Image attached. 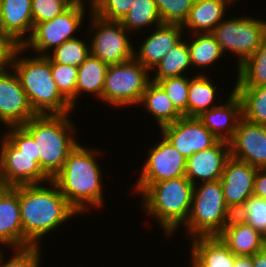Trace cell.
I'll return each instance as SVG.
<instances>
[{
    "mask_svg": "<svg viewBox=\"0 0 266 267\" xmlns=\"http://www.w3.org/2000/svg\"><path fill=\"white\" fill-rule=\"evenodd\" d=\"M83 35L87 37H82L81 33V35H79L80 38L78 36L63 42L46 56L54 63L79 67L90 54V42L88 41V34Z\"/></svg>",
    "mask_w": 266,
    "mask_h": 267,
    "instance_id": "obj_33",
    "label": "cell"
},
{
    "mask_svg": "<svg viewBox=\"0 0 266 267\" xmlns=\"http://www.w3.org/2000/svg\"><path fill=\"white\" fill-rule=\"evenodd\" d=\"M88 27L90 54L109 65L119 64L134 58L133 41L120 21H108L89 13Z\"/></svg>",
    "mask_w": 266,
    "mask_h": 267,
    "instance_id": "obj_9",
    "label": "cell"
},
{
    "mask_svg": "<svg viewBox=\"0 0 266 267\" xmlns=\"http://www.w3.org/2000/svg\"><path fill=\"white\" fill-rule=\"evenodd\" d=\"M5 250L7 251V249H0V267H41L43 259L41 246L8 249L13 250V253L7 259L3 252Z\"/></svg>",
    "mask_w": 266,
    "mask_h": 267,
    "instance_id": "obj_37",
    "label": "cell"
},
{
    "mask_svg": "<svg viewBox=\"0 0 266 267\" xmlns=\"http://www.w3.org/2000/svg\"><path fill=\"white\" fill-rule=\"evenodd\" d=\"M185 38V39H184ZM184 38L176 44L161 59L159 63L150 71L151 80H162L165 78L176 76H187L188 72L191 76L193 69L190 60V53L187 46L186 34Z\"/></svg>",
    "mask_w": 266,
    "mask_h": 267,
    "instance_id": "obj_29",
    "label": "cell"
},
{
    "mask_svg": "<svg viewBox=\"0 0 266 267\" xmlns=\"http://www.w3.org/2000/svg\"><path fill=\"white\" fill-rule=\"evenodd\" d=\"M187 46L190 53V60L192 69L195 74H213L211 71L216 68L217 63H221L219 60L225 58L219 43L216 41L211 33H196L186 35ZM204 68V69H203ZM209 68V69H208ZM202 70V71H201ZM205 70V72H204ZM209 70L211 71L210 73Z\"/></svg>",
    "mask_w": 266,
    "mask_h": 267,
    "instance_id": "obj_24",
    "label": "cell"
},
{
    "mask_svg": "<svg viewBox=\"0 0 266 267\" xmlns=\"http://www.w3.org/2000/svg\"><path fill=\"white\" fill-rule=\"evenodd\" d=\"M159 132L157 138L162 135L186 159L219 141L197 117L183 116Z\"/></svg>",
    "mask_w": 266,
    "mask_h": 267,
    "instance_id": "obj_12",
    "label": "cell"
},
{
    "mask_svg": "<svg viewBox=\"0 0 266 267\" xmlns=\"http://www.w3.org/2000/svg\"><path fill=\"white\" fill-rule=\"evenodd\" d=\"M157 82L170 98L175 108L188 117L189 75L151 80Z\"/></svg>",
    "mask_w": 266,
    "mask_h": 267,
    "instance_id": "obj_35",
    "label": "cell"
},
{
    "mask_svg": "<svg viewBox=\"0 0 266 267\" xmlns=\"http://www.w3.org/2000/svg\"><path fill=\"white\" fill-rule=\"evenodd\" d=\"M235 2L236 0H194L189 16L182 25L184 32L211 33L229 13L228 9H234Z\"/></svg>",
    "mask_w": 266,
    "mask_h": 267,
    "instance_id": "obj_22",
    "label": "cell"
},
{
    "mask_svg": "<svg viewBox=\"0 0 266 267\" xmlns=\"http://www.w3.org/2000/svg\"><path fill=\"white\" fill-rule=\"evenodd\" d=\"M256 171L255 166L231 156L226 160L220 182L225 203L234 215L253 195Z\"/></svg>",
    "mask_w": 266,
    "mask_h": 267,
    "instance_id": "obj_16",
    "label": "cell"
},
{
    "mask_svg": "<svg viewBox=\"0 0 266 267\" xmlns=\"http://www.w3.org/2000/svg\"><path fill=\"white\" fill-rule=\"evenodd\" d=\"M191 255L202 267H233L235 255L218 236L189 240Z\"/></svg>",
    "mask_w": 266,
    "mask_h": 267,
    "instance_id": "obj_25",
    "label": "cell"
},
{
    "mask_svg": "<svg viewBox=\"0 0 266 267\" xmlns=\"http://www.w3.org/2000/svg\"><path fill=\"white\" fill-rule=\"evenodd\" d=\"M190 258L188 259V267H202L191 255L189 256Z\"/></svg>",
    "mask_w": 266,
    "mask_h": 267,
    "instance_id": "obj_48",
    "label": "cell"
},
{
    "mask_svg": "<svg viewBox=\"0 0 266 267\" xmlns=\"http://www.w3.org/2000/svg\"><path fill=\"white\" fill-rule=\"evenodd\" d=\"M250 14L226 16L211 32L224 56L232 54L240 66L259 48L266 36V19Z\"/></svg>",
    "mask_w": 266,
    "mask_h": 267,
    "instance_id": "obj_8",
    "label": "cell"
},
{
    "mask_svg": "<svg viewBox=\"0 0 266 267\" xmlns=\"http://www.w3.org/2000/svg\"><path fill=\"white\" fill-rule=\"evenodd\" d=\"M37 114L33 111L20 80L9 66L0 72V124L21 126Z\"/></svg>",
    "mask_w": 266,
    "mask_h": 267,
    "instance_id": "obj_13",
    "label": "cell"
},
{
    "mask_svg": "<svg viewBox=\"0 0 266 267\" xmlns=\"http://www.w3.org/2000/svg\"><path fill=\"white\" fill-rule=\"evenodd\" d=\"M253 195L266 199V168L257 169L254 179Z\"/></svg>",
    "mask_w": 266,
    "mask_h": 267,
    "instance_id": "obj_43",
    "label": "cell"
},
{
    "mask_svg": "<svg viewBox=\"0 0 266 267\" xmlns=\"http://www.w3.org/2000/svg\"><path fill=\"white\" fill-rule=\"evenodd\" d=\"M150 81V71L135 58L109 65L102 91V105L104 102L109 108L136 107Z\"/></svg>",
    "mask_w": 266,
    "mask_h": 267,
    "instance_id": "obj_7",
    "label": "cell"
},
{
    "mask_svg": "<svg viewBox=\"0 0 266 267\" xmlns=\"http://www.w3.org/2000/svg\"><path fill=\"white\" fill-rule=\"evenodd\" d=\"M89 13L86 9L69 6L53 19L36 24L31 37L22 47L26 52L33 51L34 55L46 56L63 42L78 37Z\"/></svg>",
    "mask_w": 266,
    "mask_h": 267,
    "instance_id": "obj_10",
    "label": "cell"
},
{
    "mask_svg": "<svg viewBox=\"0 0 266 267\" xmlns=\"http://www.w3.org/2000/svg\"><path fill=\"white\" fill-rule=\"evenodd\" d=\"M233 267H253L251 255H235Z\"/></svg>",
    "mask_w": 266,
    "mask_h": 267,
    "instance_id": "obj_45",
    "label": "cell"
},
{
    "mask_svg": "<svg viewBox=\"0 0 266 267\" xmlns=\"http://www.w3.org/2000/svg\"><path fill=\"white\" fill-rule=\"evenodd\" d=\"M6 131H5V130ZM2 133L20 152L21 154L34 155L37 162V145L32 135L21 126H9L3 128Z\"/></svg>",
    "mask_w": 266,
    "mask_h": 267,
    "instance_id": "obj_41",
    "label": "cell"
},
{
    "mask_svg": "<svg viewBox=\"0 0 266 267\" xmlns=\"http://www.w3.org/2000/svg\"><path fill=\"white\" fill-rule=\"evenodd\" d=\"M34 29L31 0H2L1 34L14 46H23Z\"/></svg>",
    "mask_w": 266,
    "mask_h": 267,
    "instance_id": "obj_20",
    "label": "cell"
},
{
    "mask_svg": "<svg viewBox=\"0 0 266 267\" xmlns=\"http://www.w3.org/2000/svg\"><path fill=\"white\" fill-rule=\"evenodd\" d=\"M228 142L231 157L257 169L266 168V125L255 124L242 117Z\"/></svg>",
    "mask_w": 266,
    "mask_h": 267,
    "instance_id": "obj_15",
    "label": "cell"
},
{
    "mask_svg": "<svg viewBox=\"0 0 266 267\" xmlns=\"http://www.w3.org/2000/svg\"><path fill=\"white\" fill-rule=\"evenodd\" d=\"M1 4H2V0H0V34H1Z\"/></svg>",
    "mask_w": 266,
    "mask_h": 267,
    "instance_id": "obj_49",
    "label": "cell"
},
{
    "mask_svg": "<svg viewBox=\"0 0 266 267\" xmlns=\"http://www.w3.org/2000/svg\"><path fill=\"white\" fill-rule=\"evenodd\" d=\"M242 104V117L249 122L266 125V85L233 87Z\"/></svg>",
    "mask_w": 266,
    "mask_h": 267,
    "instance_id": "obj_32",
    "label": "cell"
},
{
    "mask_svg": "<svg viewBox=\"0 0 266 267\" xmlns=\"http://www.w3.org/2000/svg\"><path fill=\"white\" fill-rule=\"evenodd\" d=\"M71 114L36 115L22 125L37 145V163L51 180L81 142Z\"/></svg>",
    "mask_w": 266,
    "mask_h": 267,
    "instance_id": "obj_5",
    "label": "cell"
},
{
    "mask_svg": "<svg viewBox=\"0 0 266 267\" xmlns=\"http://www.w3.org/2000/svg\"><path fill=\"white\" fill-rule=\"evenodd\" d=\"M234 255H254L266 246L262 234L234 215L218 235Z\"/></svg>",
    "mask_w": 266,
    "mask_h": 267,
    "instance_id": "obj_23",
    "label": "cell"
},
{
    "mask_svg": "<svg viewBox=\"0 0 266 267\" xmlns=\"http://www.w3.org/2000/svg\"><path fill=\"white\" fill-rule=\"evenodd\" d=\"M1 135L3 176L8 187L43 184L51 180L35 161L34 155L21 154L3 134Z\"/></svg>",
    "mask_w": 266,
    "mask_h": 267,
    "instance_id": "obj_14",
    "label": "cell"
},
{
    "mask_svg": "<svg viewBox=\"0 0 266 267\" xmlns=\"http://www.w3.org/2000/svg\"><path fill=\"white\" fill-rule=\"evenodd\" d=\"M83 143L68 155L63 168L53 177L68 203L80 214L85 215L106 206L104 201V179L98 157H104L106 151ZM102 150V151H101ZM101 155V156H100ZM90 211V212H89Z\"/></svg>",
    "mask_w": 266,
    "mask_h": 267,
    "instance_id": "obj_2",
    "label": "cell"
},
{
    "mask_svg": "<svg viewBox=\"0 0 266 267\" xmlns=\"http://www.w3.org/2000/svg\"><path fill=\"white\" fill-rule=\"evenodd\" d=\"M235 215L258 230L265 241L266 199L250 196Z\"/></svg>",
    "mask_w": 266,
    "mask_h": 267,
    "instance_id": "obj_36",
    "label": "cell"
},
{
    "mask_svg": "<svg viewBox=\"0 0 266 267\" xmlns=\"http://www.w3.org/2000/svg\"><path fill=\"white\" fill-rule=\"evenodd\" d=\"M68 7L65 0H31L33 25L53 19Z\"/></svg>",
    "mask_w": 266,
    "mask_h": 267,
    "instance_id": "obj_39",
    "label": "cell"
},
{
    "mask_svg": "<svg viewBox=\"0 0 266 267\" xmlns=\"http://www.w3.org/2000/svg\"><path fill=\"white\" fill-rule=\"evenodd\" d=\"M25 52L24 47L15 46L9 66L17 74L33 111L37 115L76 112L58 90L52 77L49 58Z\"/></svg>",
    "mask_w": 266,
    "mask_h": 267,
    "instance_id": "obj_4",
    "label": "cell"
},
{
    "mask_svg": "<svg viewBox=\"0 0 266 267\" xmlns=\"http://www.w3.org/2000/svg\"><path fill=\"white\" fill-rule=\"evenodd\" d=\"M163 24L183 25L194 0H154Z\"/></svg>",
    "mask_w": 266,
    "mask_h": 267,
    "instance_id": "obj_38",
    "label": "cell"
},
{
    "mask_svg": "<svg viewBox=\"0 0 266 267\" xmlns=\"http://www.w3.org/2000/svg\"><path fill=\"white\" fill-rule=\"evenodd\" d=\"M146 149V158L138 178L132 185H152L164 180L185 176L187 159L181 155L163 136ZM148 150V151H147ZM139 171V172H138Z\"/></svg>",
    "mask_w": 266,
    "mask_h": 267,
    "instance_id": "obj_11",
    "label": "cell"
},
{
    "mask_svg": "<svg viewBox=\"0 0 266 267\" xmlns=\"http://www.w3.org/2000/svg\"><path fill=\"white\" fill-rule=\"evenodd\" d=\"M130 189L137 197L141 196L139 208L142 215L157 222L165 239L174 238L191 211L194 190L191 181L186 176H180L152 185H134Z\"/></svg>",
    "mask_w": 266,
    "mask_h": 267,
    "instance_id": "obj_3",
    "label": "cell"
},
{
    "mask_svg": "<svg viewBox=\"0 0 266 267\" xmlns=\"http://www.w3.org/2000/svg\"><path fill=\"white\" fill-rule=\"evenodd\" d=\"M134 1L135 0H98L92 13L108 21H121L131 10Z\"/></svg>",
    "mask_w": 266,
    "mask_h": 267,
    "instance_id": "obj_40",
    "label": "cell"
},
{
    "mask_svg": "<svg viewBox=\"0 0 266 267\" xmlns=\"http://www.w3.org/2000/svg\"><path fill=\"white\" fill-rule=\"evenodd\" d=\"M18 195L24 248L41 246L48 234H56V229L65 223L67 225L72 221L70 219L80 217L52 180L43 184L20 185Z\"/></svg>",
    "mask_w": 266,
    "mask_h": 267,
    "instance_id": "obj_1",
    "label": "cell"
},
{
    "mask_svg": "<svg viewBox=\"0 0 266 267\" xmlns=\"http://www.w3.org/2000/svg\"><path fill=\"white\" fill-rule=\"evenodd\" d=\"M233 216L225 203L220 180L202 182L194 185L191 211L180 229H184L188 240L218 236Z\"/></svg>",
    "mask_w": 266,
    "mask_h": 267,
    "instance_id": "obj_6",
    "label": "cell"
},
{
    "mask_svg": "<svg viewBox=\"0 0 266 267\" xmlns=\"http://www.w3.org/2000/svg\"><path fill=\"white\" fill-rule=\"evenodd\" d=\"M24 248L18 186L0 191V249Z\"/></svg>",
    "mask_w": 266,
    "mask_h": 267,
    "instance_id": "obj_21",
    "label": "cell"
},
{
    "mask_svg": "<svg viewBox=\"0 0 266 267\" xmlns=\"http://www.w3.org/2000/svg\"><path fill=\"white\" fill-rule=\"evenodd\" d=\"M234 87H259L266 85V36L259 48L235 68Z\"/></svg>",
    "mask_w": 266,
    "mask_h": 267,
    "instance_id": "obj_31",
    "label": "cell"
},
{
    "mask_svg": "<svg viewBox=\"0 0 266 267\" xmlns=\"http://www.w3.org/2000/svg\"><path fill=\"white\" fill-rule=\"evenodd\" d=\"M108 65L99 58L89 54L85 61L78 67L76 82V110L79 98L91 95L93 99L102 103V91L105 83V75ZM83 95V96H82Z\"/></svg>",
    "mask_w": 266,
    "mask_h": 267,
    "instance_id": "obj_28",
    "label": "cell"
},
{
    "mask_svg": "<svg viewBox=\"0 0 266 267\" xmlns=\"http://www.w3.org/2000/svg\"><path fill=\"white\" fill-rule=\"evenodd\" d=\"M65 2L69 6L80 7L92 13L97 5L98 0H65Z\"/></svg>",
    "mask_w": 266,
    "mask_h": 267,
    "instance_id": "obj_44",
    "label": "cell"
},
{
    "mask_svg": "<svg viewBox=\"0 0 266 267\" xmlns=\"http://www.w3.org/2000/svg\"><path fill=\"white\" fill-rule=\"evenodd\" d=\"M51 72L54 82L60 94L71 104L76 107V82L78 67L72 65H61L54 63L49 59Z\"/></svg>",
    "mask_w": 266,
    "mask_h": 267,
    "instance_id": "obj_34",
    "label": "cell"
},
{
    "mask_svg": "<svg viewBox=\"0 0 266 267\" xmlns=\"http://www.w3.org/2000/svg\"><path fill=\"white\" fill-rule=\"evenodd\" d=\"M253 267H266V246L252 255Z\"/></svg>",
    "mask_w": 266,
    "mask_h": 267,
    "instance_id": "obj_46",
    "label": "cell"
},
{
    "mask_svg": "<svg viewBox=\"0 0 266 267\" xmlns=\"http://www.w3.org/2000/svg\"><path fill=\"white\" fill-rule=\"evenodd\" d=\"M227 98L216 107L203 111L197 118L219 140L229 141L242 118V104L239 96L232 90Z\"/></svg>",
    "mask_w": 266,
    "mask_h": 267,
    "instance_id": "obj_19",
    "label": "cell"
},
{
    "mask_svg": "<svg viewBox=\"0 0 266 267\" xmlns=\"http://www.w3.org/2000/svg\"><path fill=\"white\" fill-rule=\"evenodd\" d=\"M210 76L209 74L189 76L188 117H198L203 111L210 110L222 102L218 84Z\"/></svg>",
    "mask_w": 266,
    "mask_h": 267,
    "instance_id": "obj_27",
    "label": "cell"
},
{
    "mask_svg": "<svg viewBox=\"0 0 266 267\" xmlns=\"http://www.w3.org/2000/svg\"><path fill=\"white\" fill-rule=\"evenodd\" d=\"M149 32L142 41L140 37V45L134 48V58L151 71L184 38L185 32L179 24H161Z\"/></svg>",
    "mask_w": 266,
    "mask_h": 267,
    "instance_id": "obj_17",
    "label": "cell"
},
{
    "mask_svg": "<svg viewBox=\"0 0 266 267\" xmlns=\"http://www.w3.org/2000/svg\"><path fill=\"white\" fill-rule=\"evenodd\" d=\"M229 157V142L219 140L212 147L187 158L185 176L193 185L220 180L225 162Z\"/></svg>",
    "mask_w": 266,
    "mask_h": 267,
    "instance_id": "obj_18",
    "label": "cell"
},
{
    "mask_svg": "<svg viewBox=\"0 0 266 267\" xmlns=\"http://www.w3.org/2000/svg\"><path fill=\"white\" fill-rule=\"evenodd\" d=\"M14 47L5 36L0 34V72L9 67Z\"/></svg>",
    "mask_w": 266,
    "mask_h": 267,
    "instance_id": "obj_42",
    "label": "cell"
},
{
    "mask_svg": "<svg viewBox=\"0 0 266 267\" xmlns=\"http://www.w3.org/2000/svg\"><path fill=\"white\" fill-rule=\"evenodd\" d=\"M139 108H144L147 116L151 115L160 130L162 127L174 123L183 115L175 108L163 88L154 81H150L146 87ZM142 106V107H141Z\"/></svg>",
    "mask_w": 266,
    "mask_h": 267,
    "instance_id": "obj_26",
    "label": "cell"
},
{
    "mask_svg": "<svg viewBox=\"0 0 266 267\" xmlns=\"http://www.w3.org/2000/svg\"><path fill=\"white\" fill-rule=\"evenodd\" d=\"M120 22L132 36L163 24L154 0H135L131 10Z\"/></svg>",
    "mask_w": 266,
    "mask_h": 267,
    "instance_id": "obj_30",
    "label": "cell"
},
{
    "mask_svg": "<svg viewBox=\"0 0 266 267\" xmlns=\"http://www.w3.org/2000/svg\"><path fill=\"white\" fill-rule=\"evenodd\" d=\"M7 188H8V185L6 184L4 176H3L2 152L0 149V191H3Z\"/></svg>",
    "mask_w": 266,
    "mask_h": 267,
    "instance_id": "obj_47",
    "label": "cell"
},
{
    "mask_svg": "<svg viewBox=\"0 0 266 267\" xmlns=\"http://www.w3.org/2000/svg\"><path fill=\"white\" fill-rule=\"evenodd\" d=\"M265 242H266V224H265Z\"/></svg>",
    "mask_w": 266,
    "mask_h": 267,
    "instance_id": "obj_50",
    "label": "cell"
}]
</instances>
